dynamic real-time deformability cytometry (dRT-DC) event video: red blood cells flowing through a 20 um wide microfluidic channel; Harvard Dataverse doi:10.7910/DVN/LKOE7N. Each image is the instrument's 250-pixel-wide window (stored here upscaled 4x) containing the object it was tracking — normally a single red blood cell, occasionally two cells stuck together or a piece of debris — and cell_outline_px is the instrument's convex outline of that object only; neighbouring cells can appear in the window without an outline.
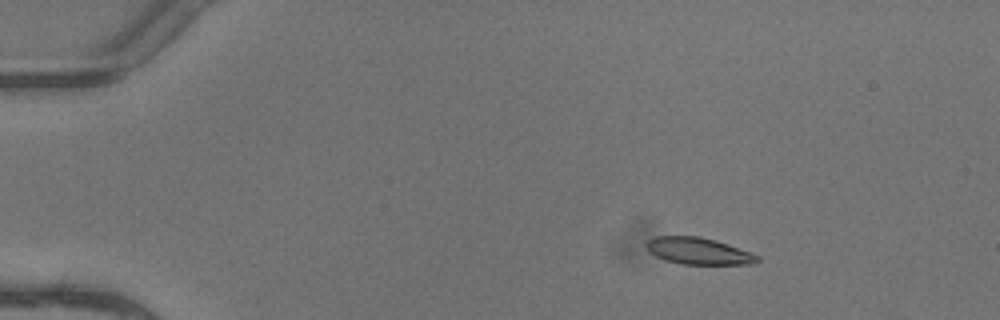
{"species": "common noctule bat (a hibernating species)", "species_latin": "Nyctalus noctula", "temperature_condition": "warm", "stored_images_in_passage": 5, "camera_frame_rate_fps": 3000, "um_per_image_px": 0.085, "animal": {"sex": "female"}, "frame": {"image": 1, "passage_image": 2, "time_ms": 0.333, "image_size_px": [1000, 320], "cell_outline_px": [[760, 260], [756, 264], [684, 264], [668, 260], [656, 256], [648, 252], [644, 244], [648, 240], [656, 236], [700, 236], [716, 240], [728, 244], [760, 256]], "centroid_in_image_um": [59.37, 21.33], "position_along_channel_um": 25.6, "area_um2": 17.34}}
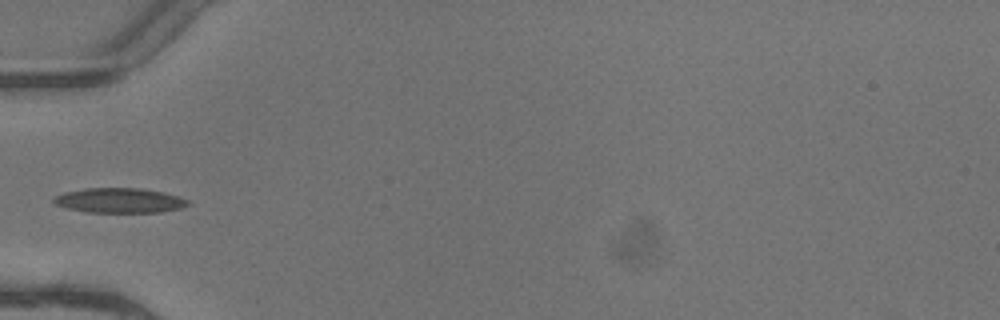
{"frame": {"image": 2, "passage_image": 5, "time_ms": 1.333, "image_size_px": [1000, 320], "cell_outline_px": [[188, 204], [180, 208], [160, 212], [88, 212], [68, 208], [56, 204], [52, 200], [56, 196], [68, 192], [84, 188], [140, 188], [164, 192], [188, 200]], "centroid_in_image_um": [10.17, 17.03], "position_along_channel_um": 74.8, "area_um2": 19.07}}